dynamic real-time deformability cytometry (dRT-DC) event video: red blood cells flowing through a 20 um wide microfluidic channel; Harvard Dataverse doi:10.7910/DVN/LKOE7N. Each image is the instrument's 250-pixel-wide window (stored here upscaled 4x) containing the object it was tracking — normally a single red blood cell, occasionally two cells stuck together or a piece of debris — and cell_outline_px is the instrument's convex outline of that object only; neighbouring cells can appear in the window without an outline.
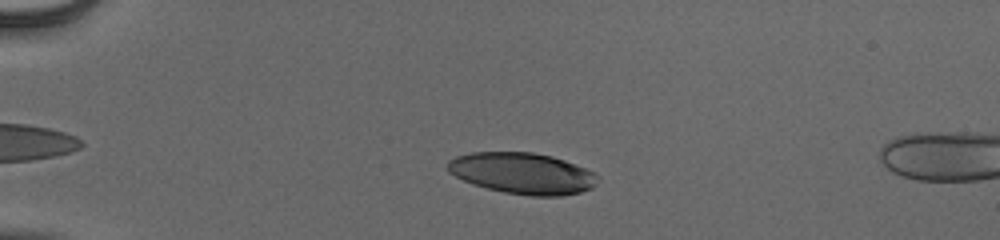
{"species": "human", "species_latin": "Homo sapiens", "temperature_condition": "cold", "stored_images_in_passage": 18, "camera_frame_rate_fps": 3000, "um_per_image_px": 0.085, "donor": {"sex": "male"}, "frame": {"image": 1, "passage_image": 13, "time_ms": 4.0, "image_size_px": [1000, 240], "cell_outline_px": [[600, 180], [592, 188], [580, 192], [564, 196], [532, 196], [504, 192], [472, 184], [448, 172], [448, 160], [456, 156], [472, 152], [532, 152], [552, 156], [564, 160], [584, 168], [600, 176]], "centroid_in_image_um": [44.43, 14.73], "position_along_channel_um": 40.6, "area_um2": 36.07}}